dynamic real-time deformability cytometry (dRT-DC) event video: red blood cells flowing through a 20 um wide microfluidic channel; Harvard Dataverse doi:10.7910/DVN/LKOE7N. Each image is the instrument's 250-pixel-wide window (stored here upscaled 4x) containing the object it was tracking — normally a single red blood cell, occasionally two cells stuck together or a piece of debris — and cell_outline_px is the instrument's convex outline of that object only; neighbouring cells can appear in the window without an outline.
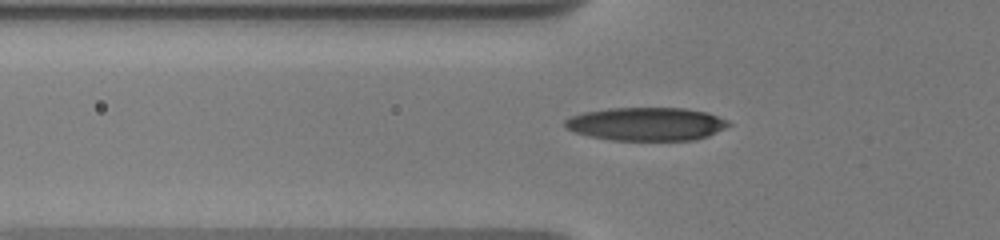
{"species": "human", "species_latin": "Homo sapiens", "temperature_condition": "warm", "stored_images_in_passage": 10, "camera_frame_rate_fps": 3000, "um_per_image_px": 0.085, "donor": {"sex": "male"}, "frame": {"image": 1, "passage_image": 6, "time_ms": 1.0, "image_size_px": [1000, 240], "cell_outline_px": [[732, 124], [708, 136], [692, 140], [612, 140], [588, 136], [576, 132], [568, 128], [564, 124], [564, 120], [572, 116], [584, 112], [608, 108], [684, 108], [708, 112], [728, 120]], "centroid_in_image_um": [54.96, 10.53], "position_along_channel_um": 70.8, "area_um2": 31.67}}